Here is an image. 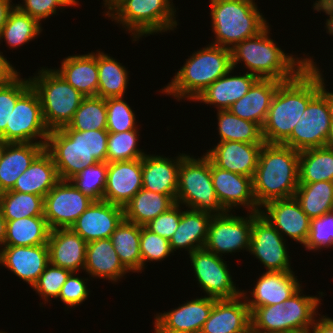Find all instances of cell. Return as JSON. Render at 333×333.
Listing matches in <instances>:
<instances>
[{
    "mask_svg": "<svg viewBox=\"0 0 333 333\" xmlns=\"http://www.w3.org/2000/svg\"><path fill=\"white\" fill-rule=\"evenodd\" d=\"M47 245L51 265L75 273L84 269L87 242L71 228L50 230Z\"/></svg>",
    "mask_w": 333,
    "mask_h": 333,
    "instance_id": "obj_26",
    "label": "cell"
},
{
    "mask_svg": "<svg viewBox=\"0 0 333 333\" xmlns=\"http://www.w3.org/2000/svg\"><path fill=\"white\" fill-rule=\"evenodd\" d=\"M305 66L307 68H311L319 77L320 79V94L326 99L327 101V106L329 109V114L331 117V121H333V92H329L326 89V83H325V78H323V74L319 67H317V64L313 61L312 57H303ZM312 58V59H311Z\"/></svg>",
    "mask_w": 333,
    "mask_h": 333,
    "instance_id": "obj_56",
    "label": "cell"
},
{
    "mask_svg": "<svg viewBox=\"0 0 333 333\" xmlns=\"http://www.w3.org/2000/svg\"><path fill=\"white\" fill-rule=\"evenodd\" d=\"M75 274V272H72L69 275L58 296L63 304L67 305L65 306L67 307V310L68 308H75V306L77 307V305L79 306L82 304L85 300H87L89 293L91 292L86 285L88 278L82 279Z\"/></svg>",
    "mask_w": 333,
    "mask_h": 333,
    "instance_id": "obj_54",
    "label": "cell"
},
{
    "mask_svg": "<svg viewBox=\"0 0 333 333\" xmlns=\"http://www.w3.org/2000/svg\"><path fill=\"white\" fill-rule=\"evenodd\" d=\"M200 333H251V312L242 294L217 299Z\"/></svg>",
    "mask_w": 333,
    "mask_h": 333,
    "instance_id": "obj_23",
    "label": "cell"
},
{
    "mask_svg": "<svg viewBox=\"0 0 333 333\" xmlns=\"http://www.w3.org/2000/svg\"><path fill=\"white\" fill-rule=\"evenodd\" d=\"M106 129L75 131L68 125L49 132L45 149L51 154L60 180H70L87 166L106 162Z\"/></svg>",
    "mask_w": 333,
    "mask_h": 333,
    "instance_id": "obj_2",
    "label": "cell"
},
{
    "mask_svg": "<svg viewBox=\"0 0 333 333\" xmlns=\"http://www.w3.org/2000/svg\"><path fill=\"white\" fill-rule=\"evenodd\" d=\"M188 255L198 286L208 297L232 299L242 294V289L236 288L228 265L221 256L204 248Z\"/></svg>",
    "mask_w": 333,
    "mask_h": 333,
    "instance_id": "obj_12",
    "label": "cell"
},
{
    "mask_svg": "<svg viewBox=\"0 0 333 333\" xmlns=\"http://www.w3.org/2000/svg\"><path fill=\"white\" fill-rule=\"evenodd\" d=\"M326 147L333 149V121H331L328 140L326 142Z\"/></svg>",
    "mask_w": 333,
    "mask_h": 333,
    "instance_id": "obj_62",
    "label": "cell"
},
{
    "mask_svg": "<svg viewBox=\"0 0 333 333\" xmlns=\"http://www.w3.org/2000/svg\"><path fill=\"white\" fill-rule=\"evenodd\" d=\"M331 117L326 99L318 93L306 107L291 135L282 143L296 151L325 147Z\"/></svg>",
    "mask_w": 333,
    "mask_h": 333,
    "instance_id": "obj_13",
    "label": "cell"
},
{
    "mask_svg": "<svg viewBox=\"0 0 333 333\" xmlns=\"http://www.w3.org/2000/svg\"><path fill=\"white\" fill-rule=\"evenodd\" d=\"M270 30L267 26L258 35L237 43L231 49L232 68L244 62L249 73L259 79L292 80L306 67L304 58L286 54L270 38Z\"/></svg>",
    "mask_w": 333,
    "mask_h": 333,
    "instance_id": "obj_4",
    "label": "cell"
},
{
    "mask_svg": "<svg viewBox=\"0 0 333 333\" xmlns=\"http://www.w3.org/2000/svg\"><path fill=\"white\" fill-rule=\"evenodd\" d=\"M84 97L97 96L98 67L97 53L71 55L62 60L61 66L54 69Z\"/></svg>",
    "mask_w": 333,
    "mask_h": 333,
    "instance_id": "obj_30",
    "label": "cell"
},
{
    "mask_svg": "<svg viewBox=\"0 0 333 333\" xmlns=\"http://www.w3.org/2000/svg\"><path fill=\"white\" fill-rule=\"evenodd\" d=\"M175 202L187 209L221 215L226 211L219 203L211 177V160L204 153L195 158L185 154L178 169V188Z\"/></svg>",
    "mask_w": 333,
    "mask_h": 333,
    "instance_id": "obj_9",
    "label": "cell"
},
{
    "mask_svg": "<svg viewBox=\"0 0 333 333\" xmlns=\"http://www.w3.org/2000/svg\"><path fill=\"white\" fill-rule=\"evenodd\" d=\"M212 216L207 212L182 210L179 226L169 240L172 251L186 249L190 254L203 248Z\"/></svg>",
    "mask_w": 333,
    "mask_h": 333,
    "instance_id": "obj_33",
    "label": "cell"
},
{
    "mask_svg": "<svg viewBox=\"0 0 333 333\" xmlns=\"http://www.w3.org/2000/svg\"><path fill=\"white\" fill-rule=\"evenodd\" d=\"M140 252L142 258V270L146 268L145 262L148 263L150 261L151 263V261H163L166 257L168 258L171 253H174L168 239L152 233L145 226H141Z\"/></svg>",
    "mask_w": 333,
    "mask_h": 333,
    "instance_id": "obj_51",
    "label": "cell"
},
{
    "mask_svg": "<svg viewBox=\"0 0 333 333\" xmlns=\"http://www.w3.org/2000/svg\"><path fill=\"white\" fill-rule=\"evenodd\" d=\"M294 197L310 219L319 218L333 211V183L331 181L299 183Z\"/></svg>",
    "mask_w": 333,
    "mask_h": 333,
    "instance_id": "obj_38",
    "label": "cell"
},
{
    "mask_svg": "<svg viewBox=\"0 0 333 333\" xmlns=\"http://www.w3.org/2000/svg\"><path fill=\"white\" fill-rule=\"evenodd\" d=\"M175 204L176 202L169 195L155 193L142 188L123 207L124 219L137 225L145 226Z\"/></svg>",
    "mask_w": 333,
    "mask_h": 333,
    "instance_id": "obj_34",
    "label": "cell"
},
{
    "mask_svg": "<svg viewBox=\"0 0 333 333\" xmlns=\"http://www.w3.org/2000/svg\"><path fill=\"white\" fill-rule=\"evenodd\" d=\"M42 30V25L36 19L14 7L1 29L0 41L4 38L10 49H16L41 35Z\"/></svg>",
    "mask_w": 333,
    "mask_h": 333,
    "instance_id": "obj_42",
    "label": "cell"
},
{
    "mask_svg": "<svg viewBox=\"0 0 333 333\" xmlns=\"http://www.w3.org/2000/svg\"><path fill=\"white\" fill-rule=\"evenodd\" d=\"M50 228L44 216L6 220L4 246H38L47 244Z\"/></svg>",
    "mask_w": 333,
    "mask_h": 333,
    "instance_id": "obj_37",
    "label": "cell"
},
{
    "mask_svg": "<svg viewBox=\"0 0 333 333\" xmlns=\"http://www.w3.org/2000/svg\"><path fill=\"white\" fill-rule=\"evenodd\" d=\"M251 333H301V332H280V331H274V332H251Z\"/></svg>",
    "mask_w": 333,
    "mask_h": 333,
    "instance_id": "obj_65",
    "label": "cell"
},
{
    "mask_svg": "<svg viewBox=\"0 0 333 333\" xmlns=\"http://www.w3.org/2000/svg\"><path fill=\"white\" fill-rule=\"evenodd\" d=\"M49 132L43 119L39 95L31 85L18 98L6 131L0 137L7 143H36L46 146Z\"/></svg>",
    "mask_w": 333,
    "mask_h": 333,
    "instance_id": "obj_10",
    "label": "cell"
},
{
    "mask_svg": "<svg viewBox=\"0 0 333 333\" xmlns=\"http://www.w3.org/2000/svg\"><path fill=\"white\" fill-rule=\"evenodd\" d=\"M12 0H0V32L5 25L9 13L14 9L15 5Z\"/></svg>",
    "mask_w": 333,
    "mask_h": 333,
    "instance_id": "obj_60",
    "label": "cell"
},
{
    "mask_svg": "<svg viewBox=\"0 0 333 333\" xmlns=\"http://www.w3.org/2000/svg\"><path fill=\"white\" fill-rule=\"evenodd\" d=\"M83 271L93 278L118 282L129 271L121 263L110 238L87 243Z\"/></svg>",
    "mask_w": 333,
    "mask_h": 333,
    "instance_id": "obj_29",
    "label": "cell"
},
{
    "mask_svg": "<svg viewBox=\"0 0 333 333\" xmlns=\"http://www.w3.org/2000/svg\"><path fill=\"white\" fill-rule=\"evenodd\" d=\"M40 69L29 79L39 95L45 125L49 131L60 129L72 121L84 96L54 69Z\"/></svg>",
    "mask_w": 333,
    "mask_h": 333,
    "instance_id": "obj_8",
    "label": "cell"
},
{
    "mask_svg": "<svg viewBox=\"0 0 333 333\" xmlns=\"http://www.w3.org/2000/svg\"><path fill=\"white\" fill-rule=\"evenodd\" d=\"M217 299L208 296L187 300L174 310L156 313L155 333H200Z\"/></svg>",
    "mask_w": 333,
    "mask_h": 333,
    "instance_id": "obj_16",
    "label": "cell"
},
{
    "mask_svg": "<svg viewBox=\"0 0 333 333\" xmlns=\"http://www.w3.org/2000/svg\"><path fill=\"white\" fill-rule=\"evenodd\" d=\"M16 71L15 66L4 57L3 52L0 51V85Z\"/></svg>",
    "mask_w": 333,
    "mask_h": 333,
    "instance_id": "obj_59",
    "label": "cell"
},
{
    "mask_svg": "<svg viewBox=\"0 0 333 333\" xmlns=\"http://www.w3.org/2000/svg\"><path fill=\"white\" fill-rule=\"evenodd\" d=\"M285 238L260 214L253 220L249 252L266 271H293Z\"/></svg>",
    "mask_w": 333,
    "mask_h": 333,
    "instance_id": "obj_15",
    "label": "cell"
},
{
    "mask_svg": "<svg viewBox=\"0 0 333 333\" xmlns=\"http://www.w3.org/2000/svg\"><path fill=\"white\" fill-rule=\"evenodd\" d=\"M0 208L6 220L44 216V197L8 190L0 193Z\"/></svg>",
    "mask_w": 333,
    "mask_h": 333,
    "instance_id": "obj_43",
    "label": "cell"
},
{
    "mask_svg": "<svg viewBox=\"0 0 333 333\" xmlns=\"http://www.w3.org/2000/svg\"><path fill=\"white\" fill-rule=\"evenodd\" d=\"M173 0H114L103 15L121 25L133 41L170 30L179 24ZM113 19V20H112Z\"/></svg>",
    "mask_w": 333,
    "mask_h": 333,
    "instance_id": "obj_6",
    "label": "cell"
},
{
    "mask_svg": "<svg viewBox=\"0 0 333 333\" xmlns=\"http://www.w3.org/2000/svg\"><path fill=\"white\" fill-rule=\"evenodd\" d=\"M314 4H333V0H316Z\"/></svg>",
    "mask_w": 333,
    "mask_h": 333,
    "instance_id": "obj_64",
    "label": "cell"
},
{
    "mask_svg": "<svg viewBox=\"0 0 333 333\" xmlns=\"http://www.w3.org/2000/svg\"><path fill=\"white\" fill-rule=\"evenodd\" d=\"M114 0H103L104 7H108Z\"/></svg>",
    "mask_w": 333,
    "mask_h": 333,
    "instance_id": "obj_66",
    "label": "cell"
},
{
    "mask_svg": "<svg viewBox=\"0 0 333 333\" xmlns=\"http://www.w3.org/2000/svg\"><path fill=\"white\" fill-rule=\"evenodd\" d=\"M320 92V79L305 67L292 80L282 82L271 101L262 138L268 144H282L292 133L308 103Z\"/></svg>",
    "mask_w": 333,
    "mask_h": 333,
    "instance_id": "obj_1",
    "label": "cell"
},
{
    "mask_svg": "<svg viewBox=\"0 0 333 333\" xmlns=\"http://www.w3.org/2000/svg\"><path fill=\"white\" fill-rule=\"evenodd\" d=\"M333 180V149L319 147L299 152V183Z\"/></svg>",
    "mask_w": 333,
    "mask_h": 333,
    "instance_id": "obj_39",
    "label": "cell"
},
{
    "mask_svg": "<svg viewBox=\"0 0 333 333\" xmlns=\"http://www.w3.org/2000/svg\"><path fill=\"white\" fill-rule=\"evenodd\" d=\"M211 177L217 199L225 211L244 206L249 212H260L253 195L252 177L221 169L212 161Z\"/></svg>",
    "mask_w": 333,
    "mask_h": 333,
    "instance_id": "obj_18",
    "label": "cell"
},
{
    "mask_svg": "<svg viewBox=\"0 0 333 333\" xmlns=\"http://www.w3.org/2000/svg\"><path fill=\"white\" fill-rule=\"evenodd\" d=\"M71 273L70 270L49 264L33 285V291L45 300V304L51 298L58 299L61 288Z\"/></svg>",
    "mask_w": 333,
    "mask_h": 333,
    "instance_id": "obj_50",
    "label": "cell"
},
{
    "mask_svg": "<svg viewBox=\"0 0 333 333\" xmlns=\"http://www.w3.org/2000/svg\"><path fill=\"white\" fill-rule=\"evenodd\" d=\"M68 126L75 131L106 129V99L98 96L84 97Z\"/></svg>",
    "mask_w": 333,
    "mask_h": 333,
    "instance_id": "obj_44",
    "label": "cell"
},
{
    "mask_svg": "<svg viewBox=\"0 0 333 333\" xmlns=\"http://www.w3.org/2000/svg\"><path fill=\"white\" fill-rule=\"evenodd\" d=\"M185 153L169 158L162 155L146 154L142 158V188L155 193L169 195L176 200L178 169Z\"/></svg>",
    "mask_w": 333,
    "mask_h": 333,
    "instance_id": "obj_25",
    "label": "cell"
},
{
    "mask_svg": "<svg viewBox=\"0 0 333 333\" xmlns=\"http://www.w3.org/2000/svg\"><path fill=\"white\" fill-rule=\"evenodd\" d=\"M186 59L171 82L161 89L177 101H194L209 85L232 69L231 49L208 44Z\"/></svg>",
    "mask_w": 333,
    "mask_h": 333,
    "instance_id": "obj_5",
    "label": "cell"
},
{
    "mask_svg": "<svg viewBox=\"0 0 333 333\" xmlns=\"http://www.w3.org/2000/svg\"><path fill=\"white\" fill-rule=\"evenodd\" d=\"M216 115L219 142L265 143L262 138V128L255 122L239 118L229 110H218Z\"/></svg>",
    "mask_w": 333,
    "mask_h": 333,
    "instance_id": "obj_41",
    "label": "cell"
},
{
    "mask_svg": "<svg viewBox=\"0 0 333 333\" xmlns=\"http://www.w3.org/2000/svg\"><path fill=\"white\" fill-rule=\"evenodd\" d=\"M259 214L247 211V216L243 217L226 211L221 215H213L203 248L221 257L241 250L248 252L252 222Z\"/></svg>",
    "mask_w": 333,
    "mask_h": 333,
    "instance_id": "obj_11",
    "label": "cell"
},
{
    "mask_svg": "<svg viewBox=\"0 0 333 333\" xmlns=\"http://www.w3.org/2000/svg\"><path fill=\"white\" fill-rule=\"evenodd\" d=\"M234 69L229 70L225 75L209 85L194 100L208 105H214L218 110H228L233 103L241 99L259 79L257 76L246 73L230 75Z\"/></svg>",
    "mask_w": 333,
    "mask_h": 333,
    "instance_id": "obj_27",
    "label": "cell"
},
{
    "mask_svg": "<svg viewBox=\"0 0 333 333\" xmlns=\"http://www.w3.org/2000/svg\"><path fill=\"white\" fill-rule=\"evenodd\" d=\"M140 235V225L123 219L110 236L121 263L129 272L142 273Z\"/></svg>",
    "mask_w": 333,
    "mask_h": 333,
    "instance_id": "obj_35",
    "label": "cell"
},
{
    "mask_svg": "<svg viewBox=\"0 0 333 333\" xmlns=\"http://www.w3.org/2000/svg\"><path fill=\"white\" fill-rule=\"evenodd\" d=\"M213 45L232 49L237 43L254 37L269 23L255 0H210Z\"/></svg>",
    "mask_w": 333,
    "mask_h": 333,
    "instance_id": "obj_7",
    "label": "cell"
},
{
    "mask_svg": "<svg viewBox=\"0 0 333 333\" xmlns=\"http://www.w3.org/2000/svg\"><path fill=\"white\" fill-rule=\"evenodd\" d=\"M264 143L218 142L206 155L219 168L248 177L254 176Z\"/></svg>",
    "mask_w": 333,
    "mask_h": 333,
    "instance_id": "obj_24",
    "label": "cell"
},
{
    "mask_svg": "<svg viewBox=\"0 0 333 333\" xmlns=\"http://www.w3.org/2000/svg\"><path fill=\"white\" fill-rule=\"evenodd\" d=\"M282 82L274 79H258L250 90L228 109L239 118L255 122L263 127L272 98Z\"/></svg>",
    "mask_w": 333,
    "mask_h": 333,
    "instance_id": "obj_28",
    "label": "cell"
},
{
    "mask_svg": "<svg viewBox=\"0 0 333 333\" xmlns=\"http://www.w3.org/2000/svg\"><path fill=\"white\" fill-rule=\"evenodd\" d=\"M312 8L317 12H325L328 19H326V32L327 34L333 35V4H313Z\"/></svg>",
    "mask_w": 333,
    "mask_h": 333,
    "instance_id": "obj_58",
    "label": "cell"
},
{
    "mask_svg": "<svg viewBox=\"0 0 333 333\" xmlns=\"http://www.w3.org/2000/svg\"><path fill=\"white\" fill-rule=\"evenodd\" d=\"M7 142H5L1 137H0V160L2 158V155L4 153V150L6 148Z\"/></svg>",
    "mask_w": 333,
    "mask_h": 333,
    "instance_id": "obj_63",
    "label": "cell"
},
{
    "mask_svg": "<svg viewBox=\"0 0 333 333\" xmlns=\"http://www.w3.org/2000/svg\"><path fill=\"white\" fill-rule=\"evenodd\" d=\"M60 181L51 154L44 149L16 180L11 191L45 197Z\"/></svg>",
    "mask_w": 333,
    "mask_h": 333,
    "instance_id": "obj_31",
    "label": "cell"
},
{
    "mask_svg": "<svg viewBox=\"0 0 333 333\" xmlns=\"http://www.w3.org/2000/svg\"><path fill=\"white\" fill-rule=\"evenodd\" d=\"M93 201L70 180H60L44 197V217L50 230L71 228Z\"/></svg>",
    "mask_w": 333,
    "mask_h": 333,
    "instance_id": "obj_14",
    "label": "cell"
},
{
    "mask_svg": "<svg viewBox=\"0 0 333 333\" xmlns=\"http://www.w3.org/2000/svg\"><path fill=\"white\" fill-rule=\"evenodd\" d=\"M256 281L253 290L248 292L252 296L242 290L250 312L258 307L284 303L303 287L294 271H266Z\"/></svg>",
    "mask_w": 333,
    "mask_h": 333,
    "instance_id": "obj_19",
    "label": "cell"
},
{
    "mask_svg": "<svg viewBox=\"0 0 333 333\" xmlns=\"http://www.w3.org/2000/svg\"><path fill=\"white\" fill-rule=\"evenodd\" d=\"M5 238H6V219L4 218L2 210L0 208V249L4 246Z\"/></svg>",
    "mask_w": 333,
    "mask_h": 333,
    "instance_id": "obj_61",
    "label": "cell"
},
{
    "mask_svg": "<svg viewBox=\"0 0 333 333\" xmlns=\"http://www.w3.org/2000/svg\"><path fill=\"white\" fill-rule=\"evenodd\" d=\"M124 219V208L107 201H93L71 229L87 243L110 238Z\"/></svg>",
    "mask_w": 333,
    "mask_h": 333,
    "instance_id": "obj_20",
    "label": "cell"
},
{
    "mask_svg": "<svg viewBox=\"0 0 333 333\" xmlns=\"http://www.w3.org/2000/svg\"><path fill=\"white\" fill-rule=\"evenodd\" d=\"M139 130L108 134L106 162L141 159L146 152L138 147Z\"/></svg>",
    "mask_w": 333,
    "mask_h": 333,
    "instance_id": "obj_45",
    "label": "cell"
},
{
    "mask_svg": "<svg viewBox=\"0 0 333 333\" xmlns=\"http://www.w3.org/2000/svg\"><path fill=\"white\" fill-rule=\"evenodd\" d=\"M142 189V158L107 163L103 200L124 207Z\"/></svg>",
    "mask_w": 333,
    "mask_h": 333,
    "instance_id": "obj_21",
    "label": "cell"
},
{
    "mask_svg": "<svg viewBox=\"0 0 333 333\" xmlns=\"http://www.w3.org/2000/svg\"><path fill=\"white\" fill-rule=\"evenodd\" d=\"M318 294L319 296L305 295L303 289L300 288L284 302V308H288L289 332H310L317 315L320 316L317 309L322 304L320 296H324V293L319 292Z\"/></svg>",
    "mask_w": 333,
    "mask_h": 333,
    "instance_id": "obj_40",
    "label": "cell"
},
{
    "mask_svg": "<svg viewBox=\"0 0 333 333\" xmlns=\"http://www.w3.org/2000/svg\"><path fill=\"white\" fill-rule=\"evenodd\" d=\"M44 149V144L7 143L0 160V193L11 190L17 178Z\"/></svg>",
    "mask_w": 333,
    "mask_h": 333,
    "instance_id": "obj_32",
    "label": "cell"
},
{
    "mask_svg": "<svg viewBox=\"0 0 333 333\" xmlns=\"http://www.w3.org/2000/svg\"><path fill=\"white\" fill-rule=\"evenodd\" d=\"M107 162H98L93 166H87L70 181L83 194L88 195L94 201L103 200L106 186Z\"/></svg>",
    "mask_w": 333,
    "mask_h": 333,
    "instance_id": "obj_48",
    "label": "cell"
},
{
    "mask_svg": "<svg viewBox=\"0 0 333 333\" xmlns=\"http://www.w3.org/2000/svg\"><path fill=\"white\" fill-rule=\"evenodd\" d=\"M318 318L315 320L309 333H333V318L326 315H321Z\"/></svg>",
    "mask_w": 333,
    "mask_h": 333,
    "instance_id": "obj_57",
    "label": "cell"
},
{
    "mask_svg": "<svg viewBox=\"0 0 333 333\" xmlns=\"http://www.w3.org/2000/svg\"><path fill=\"white\" fill-rule=\"evenodd\" d=\"M79 4L78 0H24L22 4H15V7H18L23 13L28 14L41 24V21L57 14V8L75 7Z\"/></svg>",
    "mask_w": 333,
    "mask_h": 333,
    "instance_id": "obj_53",
    "label": "cell"
},
{
    "mask_svg": "<svg viewBox=\"0 0 333 333\" xmlns=\"http://www.w3.org/2000/svg\"><path fill=\"white\" fill-rule=\"evenodd\" d=\"M97 51L98 91L97 96L107 99L124 97L129 84V72L114 57Z\"/></svg>",
    "mask_w": 333,
    "mask_h": 333,
    "instance_id": "obj_36",
    "label": "cell"
},
{
    "mask_svg": "<svg viewBox=\"0 0 333 333\" xmlns=\"http://www.w3.org/2000/svg\"><path fill=\"white\" fill-rule=\"evenodd\" d=\"M181 214V205L176 203L168 211L151 220L145 227L152 233L170 240L179 226Z\"/></svg>",
    "mask_w": 333,
    "mask_h": 333,
    "instance_id": "obj_55",
    "label": "cell"
},
{
    "mask_svg": "<svg viewBox=\"0 0 333 333\" xmlns=\"http://www.w3.org/2000/svg\"><path fill=\"white\" fill-rule=\"evenodd\" d=\"M252 183L260 208L272 200L294 197L299 186V151L283 144L264 143Z\"/></svg>",
    "mask_w": 333,
    "mask_h": 333,
    "instance_id": "obj_3",
    "label": "cell"
},
{
    "mask_svg": "<svg viewBox=\"0 0 333 333\" xmlns=\"http://www.w3.org/2000/svg\"><path fill=\"white\" fill-rule=\"evenodd\" d=\"M50 264L47 244L38 246H3L0 249V265L8 268L31 288Z\"/></svg>",
    "mask_w": 333,
    "mask_h": 333,
    "instance_id": "obj_22",
    "label": "cell"
},
{
    "mask_svg": "<svg viewBox=\"0 0 333 333\" xmlns=\"http://www.w3.org/2000/svg\"><path fill=\"white\" fill-rule=\"evenodd\" d=\"M289 332L288 308L284 303L255 308L251 312V332Z\"/></svg>",
    "mask_w": 333,
    "mask_h": 333,
    "instance_id": "obj_46",
    "label": "cell"
},
{
    "mask_svg": "<svg viewBox=\"0 0 333 333\" xmlns=\"http://www.w3.org/2000/svg\"><path fill=\"white\" fill-rule=\"evenodd\" d=\"M107 127L112 133H120L130 130H138L134 110L124 100V97L107 98Z\"/></svg>",
    "mask_w": 333,
    "mask_h": 333,
    "instance_id": "obj_49",
    "label": "cell"
},
{
    "mask_svg": "<svg viewBox=\"0 0 333 333\" xmlns=\"http://www.w3.org/2000/svg\"><path fill=\"white\" fill-rule=\"evenodd\" d=\"M333 247V211L311 219L310 232L304 248L318 251Z\"/></svg>",
    "mask_w": 333,
    "mask_h": 333,
    "instance_id": "obj_52",
    "label": "cell"
},
{
    "mask_svg": "<svg viewBox=\"0 0 333 333\" xmlns=\"http://www.w3.org/2000/svg\"><path fill=\"white\" fill-rule=\"evenodd\" d=\"M259 213L285 240L288 236L304 246L309 236L311 219L295 197L269 201L260 208Z\"/></svg>",
    "mask_w": 333,
    "mask_h": 333,
    "instance_id": "obj_17",
    "label": "cell"
},
{
    "mask_svg": "<svg viewBox=\"0 0 333 333\" xmlns=\"http://www.w3.org/2000/svg\"><path fill=\"white\" fill-rule=\"evenodd\" d=\"M30 86V79L21 78L17 70L0 85V136L6 131L18 98Z\"/></svg>",
    "mask_w": 333,
    "mask_h": 333,
    "instance_id": "obj_47",
    "label": "cell"
}]
</instances>
